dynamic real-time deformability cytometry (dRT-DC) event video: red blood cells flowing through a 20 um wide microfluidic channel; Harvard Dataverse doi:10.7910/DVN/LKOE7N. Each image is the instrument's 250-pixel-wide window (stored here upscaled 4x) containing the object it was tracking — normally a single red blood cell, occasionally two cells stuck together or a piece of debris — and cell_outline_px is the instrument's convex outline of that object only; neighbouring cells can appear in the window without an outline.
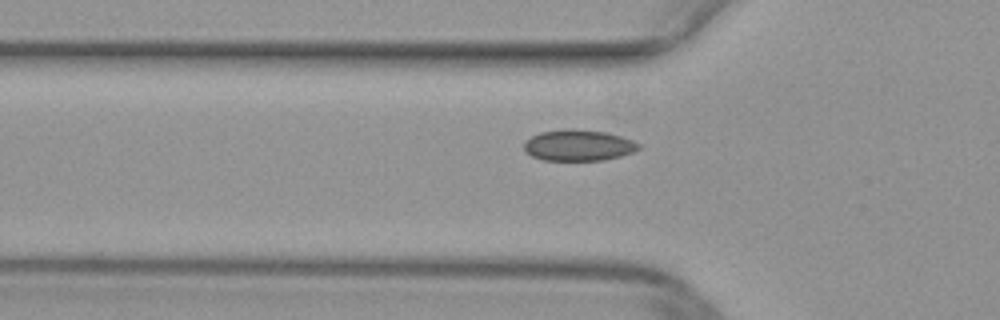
{"species": "common noctule bat (a hibernating species)", "species_latin": "Nyctalus noctula", "temperature_condition": "warm", "stored_images_in_passage": 38, "camera_frame_rate_fps": 3000, "um_per_image_px": 0.085, "animal": {"sex": "female", "body_mass_g": 29.2, "forearm_length_mm": 56.3}, "frame": {"image": 1, "passage_image": 5, "time_ms": 1.333, "image_size_px": [1000, 320], "cell_outline_px": [[640, 148], [632, 152], [620, 156], [604, 160], [544, 160], [532, 156], [524, 152], [524, 140], [540, 132], [568, 128], [572, 128], [608, 132], [632, 140], [640, 144]], "centroid_in_image_um": [49.14, 12.34], "position_along_channel_um": 76.7, "area_um2": 20.92}}
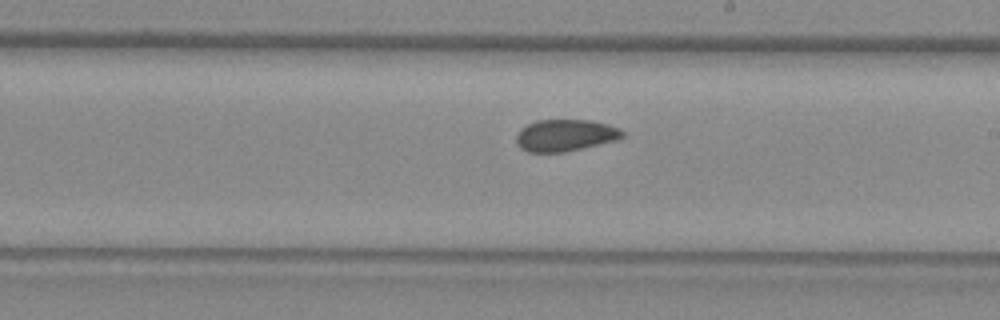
{"frame": {"image": 2, "passage_image": 17, "time_ms": 5.333, "image_size_px": [1000, 320], "cell_outline_px": [[624, 136], [616, 140], [564, 152], [528, 152], [520, 148], [516, 140], [516, 136], [520, 128], [536, 120], [592, 120], [608, 124], [620, 128], [624, 132]], "centroid_in_image_um": [48.04, 11.49], "position_along_channel_um": 241.0, "area_um2": 19.71}}
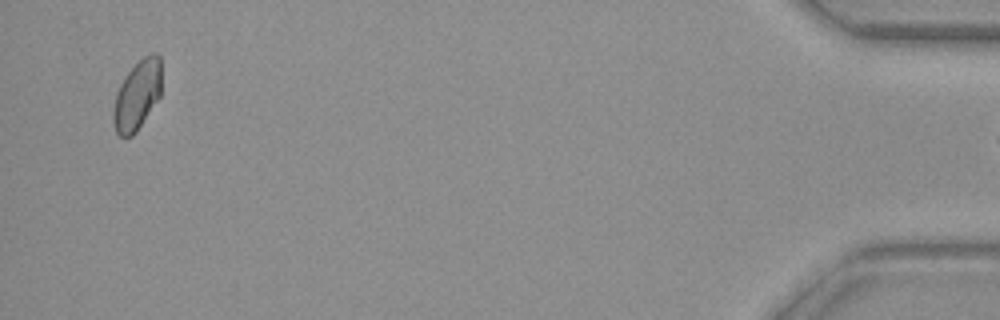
{"frame": {"image": 3, "passage_image": 37, "time_ms": 12.0, "image_size_px": [1000, 320], "cell_outline_px": [[160, 96], [136, 132], [132, 136], [120, 136], [116, 132], [112, 120], [112, 112], [116, 92], [120, 84], [128, 72], [144, 56], [152, 52], [156, 52], [160, 56]], "centroid_in_image_um": [11.64, 8.09], "position_along_channel_um": 423.6, "area_um2": 19.36}}